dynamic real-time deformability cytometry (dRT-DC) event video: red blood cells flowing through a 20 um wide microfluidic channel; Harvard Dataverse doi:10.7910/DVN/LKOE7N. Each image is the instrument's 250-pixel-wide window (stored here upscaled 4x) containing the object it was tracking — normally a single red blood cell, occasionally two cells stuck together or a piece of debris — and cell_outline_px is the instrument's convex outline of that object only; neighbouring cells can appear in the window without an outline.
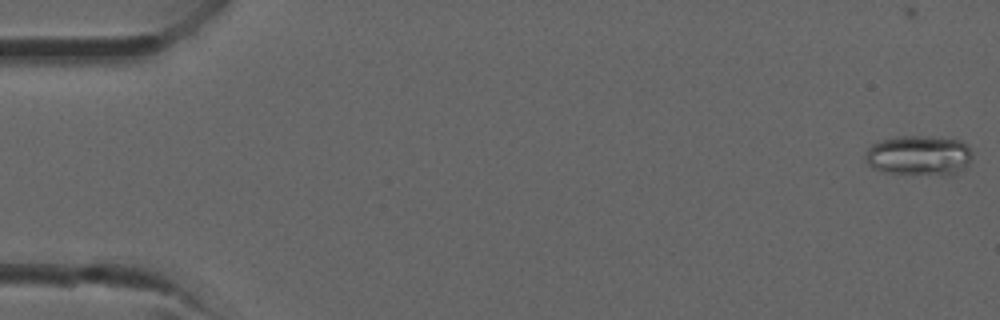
{"species": "common noctule bat (a hibernating species)", "species_latin": "Nyctalus noctula", "temperature_condition": "room temperature", "stored_images_in_passage": 10, "camera_frame_rate_fps": 3000, "um_per_image_px": 0.085, "animal": {"sex": "male", "forearm_length_mm": 52.5}, "frame": {"image": 1, "passage_image": 1, "time_ms": 0.0, "image_size_px": [1000, 320], "cell_outline_px": [[972, 156], [968, 164], [964, 168], [956, 172], [884, 172], [872, 168], [864, 160], [864, 156], [868, 148], [872, 144], [880, 140], [900, 136], [932, 136], [956, 140], [964, 144], [972, 152]], "centroid_in_image_um": [78.03, 13.16], "position_along_channel_um": 7.0, "area_um2": 24.04}}